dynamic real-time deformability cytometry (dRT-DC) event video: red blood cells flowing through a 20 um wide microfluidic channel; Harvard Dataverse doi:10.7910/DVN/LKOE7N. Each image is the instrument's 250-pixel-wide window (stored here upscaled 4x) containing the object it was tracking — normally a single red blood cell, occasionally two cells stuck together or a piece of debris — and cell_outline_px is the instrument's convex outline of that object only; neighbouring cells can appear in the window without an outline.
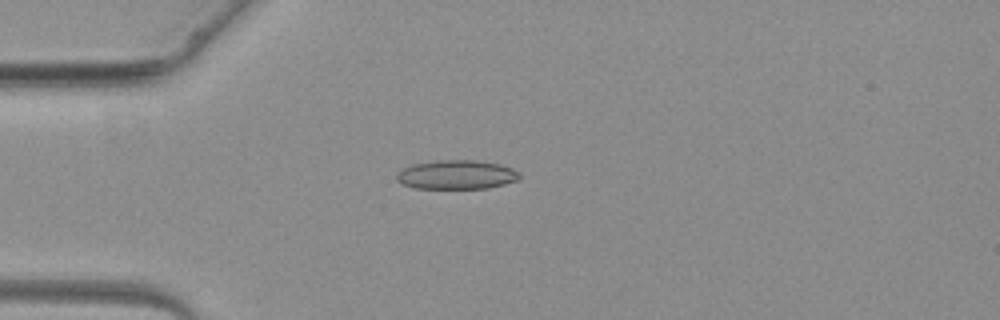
{"species": "common noctule bat (a hibernating species)", "species_latin": "Nyctalus noctula", "temperature_condition": "warm", "stored_images_in_passage": 3, "camera_frame_rate_fps": 3000, "um_per_image_px": 0.085, "animal": {"sex": "female", "body_mass_g": 19.3, "forearm_length_mm": 54.1}, "frame": {"image": 1, "passage_image": 2, "time_ms": 1.333, "image_size_px": [1000, 320], "cell_outline_px": [[520, 176], [516, 180], [504, 184], [488, 188], [416, 188], [400, 184], [396, 180], [396, 172], [412, 164], [436, 160], [476, 160], [500, 164], [512, 168]], "centroid_in_image_um": [38.75, 14.84], "position_along_channel_um": 46.3, "area_um2": 20.81}}
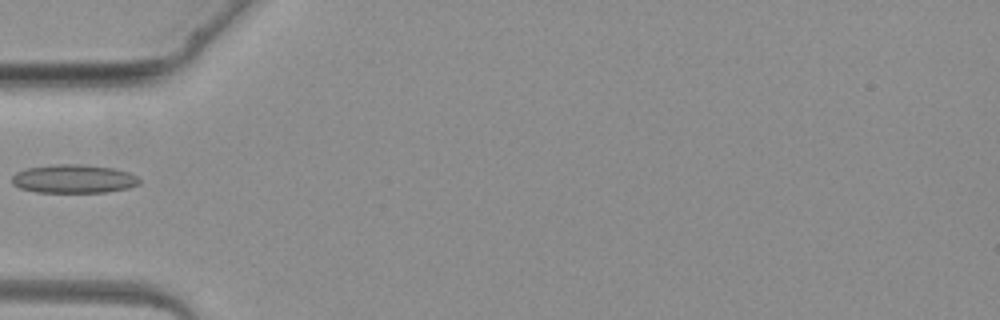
{"frame": {"image": 2, "passage_image": 3, "time_ms": 2.333, "image_size_px": [1000, 320], "cell_outline_px": [[140, 184], [128, 188], [104, 192], [36, 192], [20, 188], [12, 184], [12, 176], [16, 172], [28, 168], [56, 164], [80, 164], [112, 168], [128, 172], [136, 176], [140, 180]], "centroid_in_image_um": [6.25, 15.2], "position_along_channel_um": 78.7, "area_um2": 21.1}}